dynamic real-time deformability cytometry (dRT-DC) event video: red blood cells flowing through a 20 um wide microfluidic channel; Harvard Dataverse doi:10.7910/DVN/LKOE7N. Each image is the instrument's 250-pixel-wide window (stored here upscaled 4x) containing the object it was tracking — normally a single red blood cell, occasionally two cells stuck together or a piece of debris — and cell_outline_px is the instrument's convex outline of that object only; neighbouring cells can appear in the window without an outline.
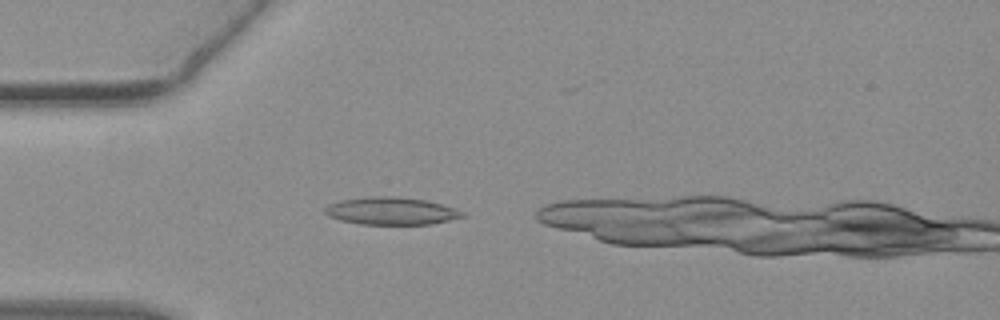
{"species": "common noctule bat (a hibernating species)", "species_latin": "Nyctalus noctula", "temperature_condition": "warm", "stored_images_in_passage": 22, "camera_frame_rate_fps": 3000, "um_per_image_px": 0.085, "animal": {"sex": "female", "body_mass_g": 19.3, "forearm_length_mm": 54.1}, "frame": {"image": 1, "passage_image": 1, "time_ms": 0.0, "image_size_px": [1000, 320], "cell_outline_px": [[464, 216], [432, 224], [360, 224], [340, 220], [328, 216], [324, 212], [324, 208], [328, 204], [340, 200], [368, 196], [396, 196], [424, 200], [440, 204], [464, 212]], "centroid_in_image_um": [33.18, 17.93], "position_along_channel_um": 51.8, "area_um2": 21.91}}
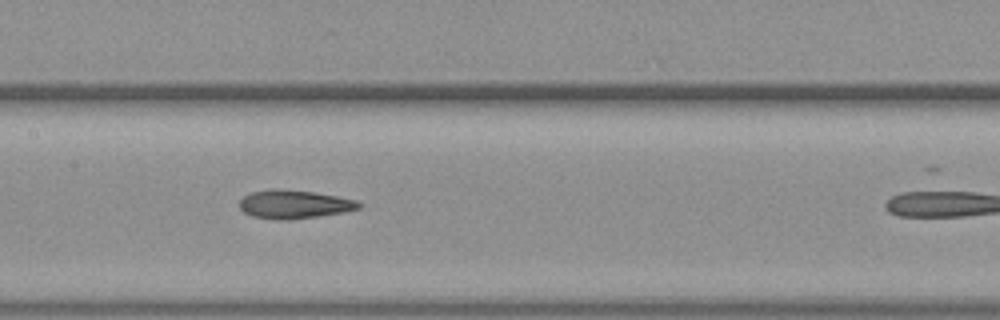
{"frame": {"image": 2, "passage_image": 12, "time_ms": 3.667, "image_size_px": [1000, 320], "cell_outline_px": [[364, 204], [360, 208], [344, 212], [320, 216], [288, 220], [276, 220], [252, 216], [244, 212], [240, 208], [240, 200], [244, 196], [252, 192], [272, 188], [280, 188], [316, 192], [356, 200]], "centroid_in_image_um": [25.02, 17.36], "position_along_channel_um": 182.4, "area_um2": 20.06}}
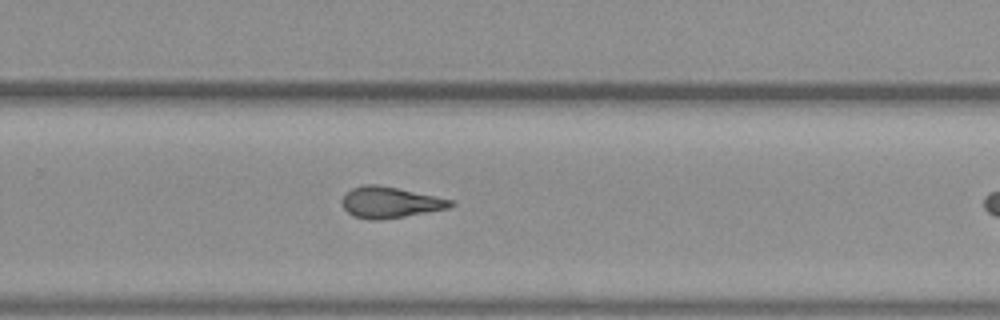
{"frame": {"image": 3, "passage_image": 21, "time_ms": 6.667, "image_size_px": [1000, 320], "cell_outline_px": [[456, 204], [448, 208], [404, 216], [380, 220], [368, 220], [352, 216], [344, 208], [340, 200], [352, 188], [364, 184], [376, 184], [456, 200]], "centroid_in_image_um": [33.15, 17.2], "position_along_channel_um": 296.6, "area_um2": 19.65}}